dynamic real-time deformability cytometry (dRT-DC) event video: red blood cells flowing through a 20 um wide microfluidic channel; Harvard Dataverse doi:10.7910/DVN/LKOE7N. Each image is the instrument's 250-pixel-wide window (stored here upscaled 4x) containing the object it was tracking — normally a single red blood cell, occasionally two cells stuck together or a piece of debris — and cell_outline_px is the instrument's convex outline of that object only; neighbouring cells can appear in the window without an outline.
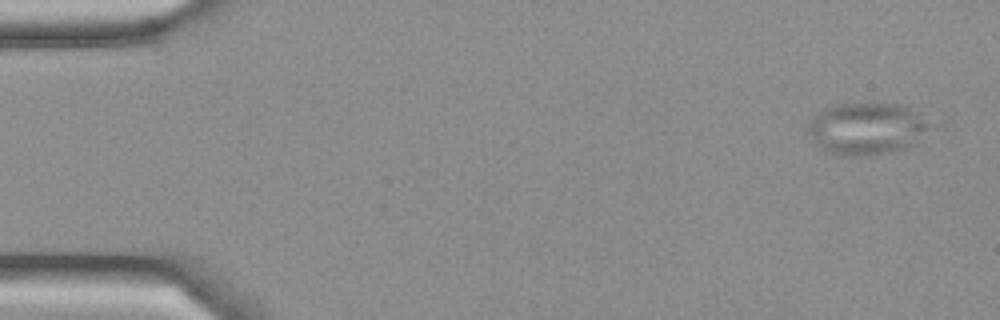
{"species": "Egyptian fruit bat (a non-hibernating species)", "species_latin": "Rousettus aegyptiacus", "temperature_condition": "cold", "stored_images_in_passage": 8, "camera_frame_rate_fps": 3000, "um_per_image_px": 0.085, "frame": {"image": 1, "passage_image": 1, "time_ms": 0.0, "image_size_px": [1000, 320], "cell_outline_px": [[944, 128], [904, 148], [892, 152], [868, 156], [844, 156], [824, 152], [816, 144], [808, 132], [808, 124], [824, 108], [840, 104], [900, 104], [944, 124]], "centroid_in_image_um": [73.91, 10.95], "position_along_channel_um": 11.1, "area_um2": 38.44}}
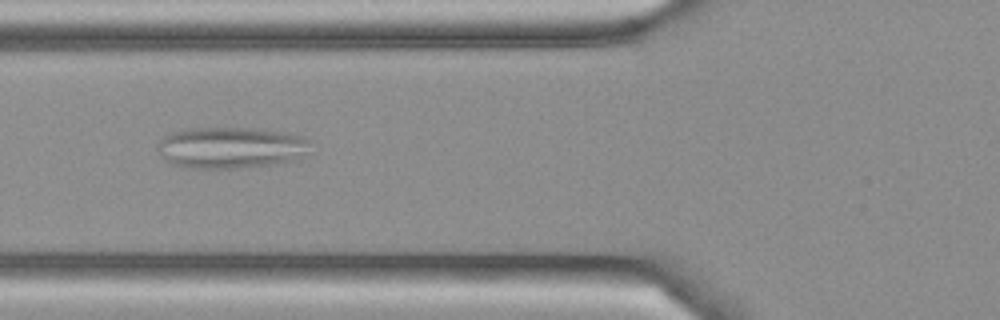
{"frame": {"image": 2, "passage_image": 6, "time_ms": 1.667, "image_size_px": [1000, 320], "cell_outline_px": [[308, 140], [304, 156], [300, 160], [272, 164], [240, 168], [184, 168], [172, 164], [160, 152], [160, 140], [164, 136], [172, 132], [184, 128], [260, 128], [288, 132], [300, 136]], "centroid_in_image_um": [19.65, 12.54], "position_along_channel_um": 106.2, "area_um2": 36.88}}